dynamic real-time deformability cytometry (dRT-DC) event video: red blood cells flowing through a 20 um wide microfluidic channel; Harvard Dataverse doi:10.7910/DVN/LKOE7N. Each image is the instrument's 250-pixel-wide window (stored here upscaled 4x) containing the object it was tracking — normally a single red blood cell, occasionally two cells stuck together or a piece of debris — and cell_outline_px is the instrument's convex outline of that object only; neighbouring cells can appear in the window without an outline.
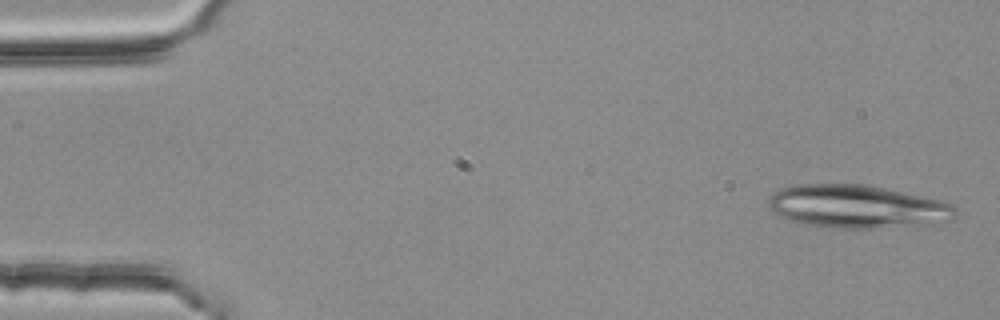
{"species": "common noctule bat (a hibernating species)", "species_latin": "Nyctalus noctula", "temperature_condition": "room temperature", "stored_images_in_passage": 3, "camera_frame_rate_fps": 3000, "um_per_image_px": 0.085, "animal": {"sex": "female", "body_mass_g": 25.1}, "frame": {"image": 1, "passage_image": 1, "time_ms": 0.0, "image_size_px": [1000, 320], "cell_outline_px": [[956, 212], [948, 220], [924, 228], [816, 228], [784, 220], [768, 208], [768, 196], [776, 188], [792, 184], [868, 184], [940, 200], [952, 204], [956, 208]], "centroid_in_image_um": [72.8, 17.59], "position_along_channel_um": 12.2, "area_um2": 48.78}}